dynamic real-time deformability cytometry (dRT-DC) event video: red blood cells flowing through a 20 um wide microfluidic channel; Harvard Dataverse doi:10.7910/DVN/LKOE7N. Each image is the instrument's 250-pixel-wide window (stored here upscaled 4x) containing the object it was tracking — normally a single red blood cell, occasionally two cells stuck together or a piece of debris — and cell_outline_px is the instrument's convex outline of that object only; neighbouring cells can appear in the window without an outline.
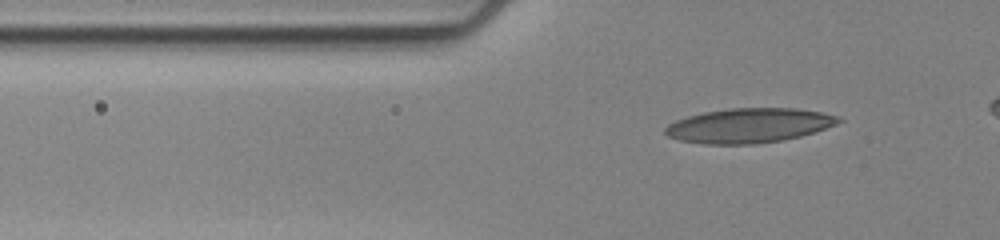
{"species": "human", "species_latin": "Homo sapiens", "temperature_condition": "cold", "stored_images_in_passage": 52, "camera_frame_rate_fps": 3000, "um_per_image_px": 0.085, "donor": {"sex": "female"}, "frame": {"image": 1, "passage_image": 16, "time_ms": 5.0, "image_size_px": [1000, 240], "cell_outline_px": [[844, 120], [836, 124], [816, 132], [784, 140], [756, 144], [704, 144], [680, 140], [668, 136], [664, 132], [664, 128], [668, 124], [676, 120], [688, 116], [704, 112], [732, 108], [796, 108], [820, 112], [840, 116]], "centroid_in_image_um": [63.69, 10.67], "position_along_channel_um": 62.1, "area_um2": 35.03}}
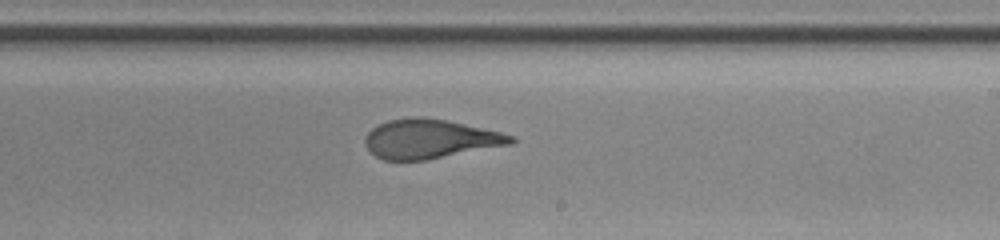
{"frame": {"image": 2, "passage_image": 34, "time_ms": 11.0, "image_size_px": [1000, 240], "cell_outline_px": [[516, 140], [512, 144], [428, 160], [384, 160], [376, 156], [364, 144], [364, 136], [376, 124], [388, 120], [408, 116], [420, 116], [448, 120], [500, 132], [516, 136]], "centroid_in_image_um": [36.54, 11.8], "position_along_channel_um": 252.5, "area_um2": 33.7}}
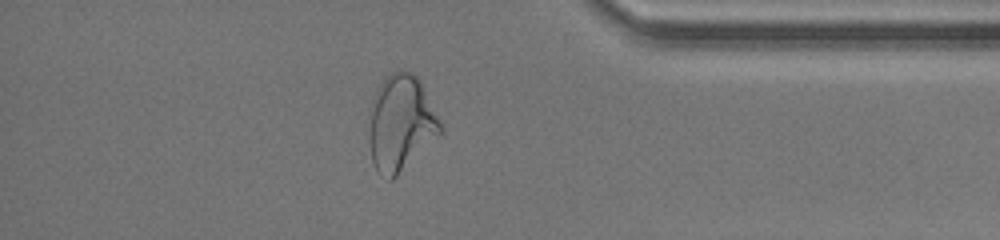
{"frame": {"image": 3, "passage_image": 48, "time_ms": 15.667, "image_size_px": [1000, 240], "cell_outline_px": [[444, 132], [392, 180], [388, 180], [376, 172], [372, 164], [368, 136], [368, 108], [372, 96], [376, 88], [384, 76], [400, 68], [412, 72], [420, 80], [444, 128]], "centroid_in_image_um": [34.03, 10.45], "position_along_channel_um": 401.2, "area_um2": 41.1}}